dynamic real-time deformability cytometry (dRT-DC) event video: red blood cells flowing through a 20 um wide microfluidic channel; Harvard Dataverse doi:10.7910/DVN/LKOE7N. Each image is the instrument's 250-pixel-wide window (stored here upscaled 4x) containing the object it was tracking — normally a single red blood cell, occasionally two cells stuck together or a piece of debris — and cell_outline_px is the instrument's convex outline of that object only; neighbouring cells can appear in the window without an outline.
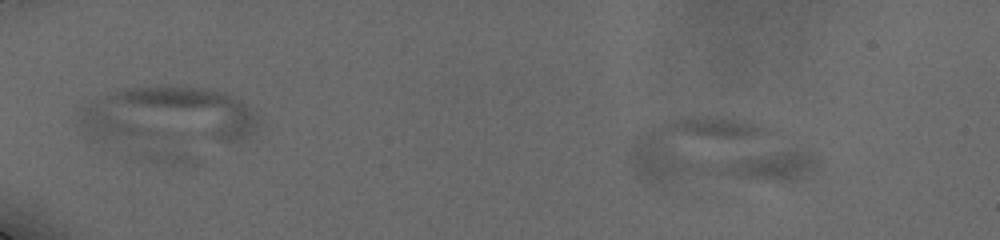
{"species": "human", "species_latin": "Homo sapiens", "temperature_condition": "cold", "stored_images_in_passage": 48, "camera_frame_rate_fps": 3000, "um_per_image_px": 0.085, "donor": {"sex": "male"}, "frame": {"image": 1, "passage_image": 5, "time_ms": 2.0, "image_size_px": [1000, 240], "cell_outline_px": [[816, 168], [800, 180], [664, 184], [648, 184], [636, 172], [628, 156], [636, 140], [648, 132], [676, 120], [744, 120], [764, 128], [808, 148], [816, 156]], "centroid_in_image_um": [61.06, 13.09], "position_along_channel_um": 23.9, "area_um2": 69.76}}
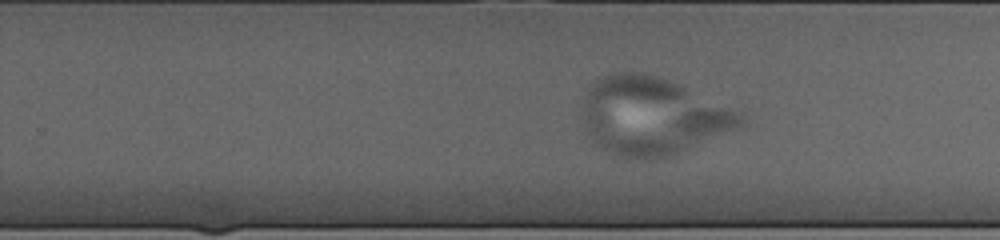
{"frame": {"image": 2, "passage_image": 32, "time_ms": 12.667, "image_size_px": [1000, 240], "cell_outline_px": [[744, 120], [740, 124], [732, 128], [672, 156], [652, 160], [644, 160], [620, 156], [596, 144], [592, 140], [580, 116], [584, 96], [588, 88], [596, 80], [604, 76], [624, 72], [636, 72], [656, 76], [676, 84], [728, 108], [744, 116]], "centroid_in_image_um": [55.31, 9.88], "position_along_channel_um": 274.5, "area_um2": 69.76}}
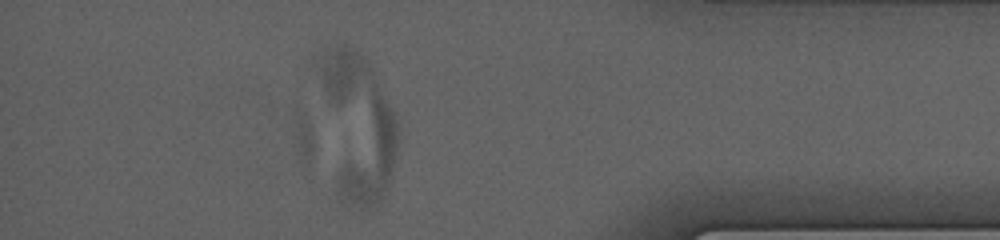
{"frame": {"image": 3, "passage_image": 43, "time_ms": 17.0, "image_size_px": [1000, 240], "cell_outline_px": [[396, 148], [392, 168], [380, 204], [360, 208], [340, 200], [336, 188], [320, 68], [324, 52], [344, 44], [360, 52], [392, 108], [396, 116]], "centroid_in_image_um": [30.4, 10.82], "position_along_channel_um": 404.8, "area_um2": 64.39}}